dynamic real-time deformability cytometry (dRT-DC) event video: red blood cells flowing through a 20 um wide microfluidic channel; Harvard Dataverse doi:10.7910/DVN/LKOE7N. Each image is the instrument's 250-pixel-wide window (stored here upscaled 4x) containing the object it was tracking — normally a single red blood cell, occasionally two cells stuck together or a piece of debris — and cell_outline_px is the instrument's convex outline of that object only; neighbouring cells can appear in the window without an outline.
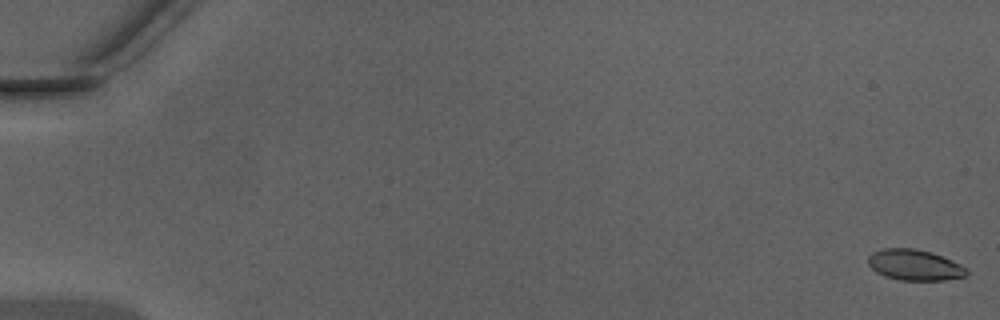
{"species": "Egyptian fruit bat (a non-hibernating species)", "species_latin": "Rousettus aegyptiacus", "temperature_condition": "warm", "stored_images_in_passage": 6, "camera_frame_rate_fps": 3000, "um_per_image_px": 0.085, "animal": {"sex": "male"}, "frame": {"image": 1, "passage_image": 1, "time_ms": 0.0, "image_size_px": [1000, 320], "cell_outline_px": [[968, 276], [944, 280], [900, 280], [884, 276], [876, 272], [868, 264], [868, 256], [872, 252], [884, 248], [916, 248], [932, 252], [960, 264], [968, 268]], "centroid_in_image_um": [77.75, 22.52], "position_along_channel_um": 7.3, "area_um2": 17.86}}